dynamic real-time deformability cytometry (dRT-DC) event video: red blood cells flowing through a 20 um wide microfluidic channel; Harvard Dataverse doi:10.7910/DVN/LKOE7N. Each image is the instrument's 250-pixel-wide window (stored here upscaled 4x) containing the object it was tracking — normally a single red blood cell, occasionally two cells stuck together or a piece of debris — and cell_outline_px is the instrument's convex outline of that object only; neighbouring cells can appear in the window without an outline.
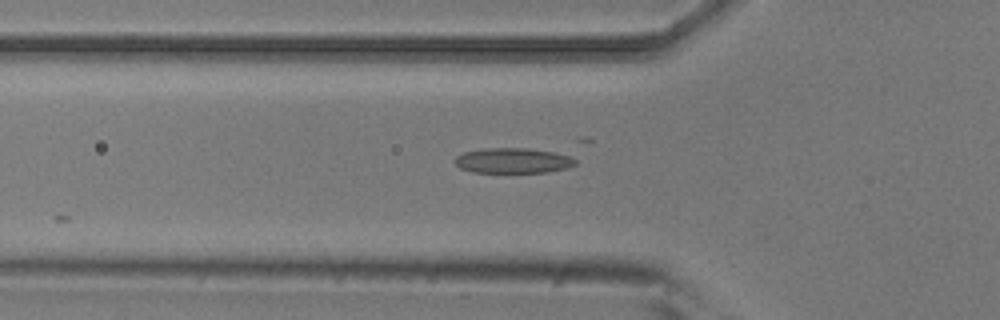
{"species": "common noctule bat (a hibernating species)", "species_latin": "Nyctalus noctula", "temperature_condition": "room temperature", "stored_images_in_passage": 5, "camera_frame_rate_fps": 3000, "um_per_image_px": 0.085, "animal": {"sex": "male", "body_mass_g": 20.5, "forearm_length_mm": 52.5}, "frame": {"image": 1, "passage_image": 5, "time_ms": 1.333, "image_size_px": [1000, 320], "cell_outline_px": [[576, 164], [568, 168], [548, 172], [472, 172], [460, 168], [456, 164], [456, 156], [464, 152], [488, 148], [528, 148], [572, 152], [576, 160]], "centroid_in_image_um": [43.77, 13.63], "position_along_channel_um": 82.0, "area_um2": 18.26}}